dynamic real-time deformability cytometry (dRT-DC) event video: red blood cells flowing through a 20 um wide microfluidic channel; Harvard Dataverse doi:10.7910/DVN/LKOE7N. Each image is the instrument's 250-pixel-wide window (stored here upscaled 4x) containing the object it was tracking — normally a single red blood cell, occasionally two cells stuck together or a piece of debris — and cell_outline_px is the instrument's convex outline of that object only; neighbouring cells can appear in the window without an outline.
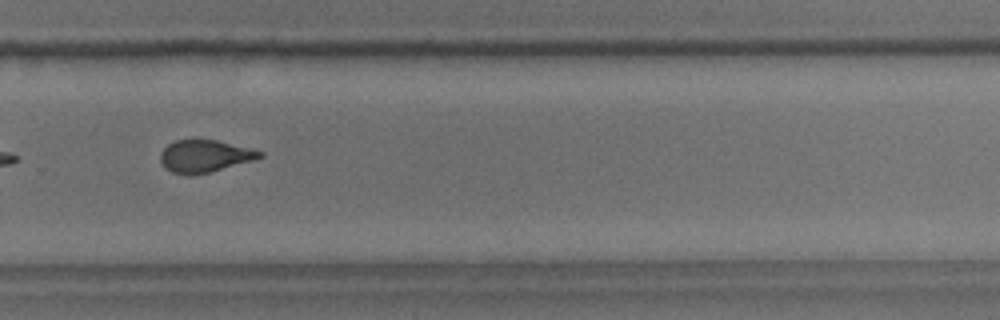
{"species": "common noctule bat (a hibernating species)", "species_latin": "Nyctalus noctula", "temperature_condition": "room temperature", "stored_images_in_passage": 14, "camera_frame_rate_fps": 3000, "um_per_image_px": 0.085, "animal": {"sex": "male", "body_mass_g": 18.8}, "frame": {"image": 1, "passage_image": 10, "time_ms": 11.333, "image_size_px": [1000, 320], "cell_outline_px": [[264, 156], [252, 160], [208, 172], [172, 172], [160, 160], [160, 152], [168, 144], [176, 140], [192, 136], [216, 140], [264, 152]], "centroid_in_image_um": [17.38, 13.18], "position_along_channel_um": 312.4, "area_um2": 18.32}, "authors_computed_cell_mechanics": {"area_um2": 18.9873, "velocity_mm_per_s": 3.7349, "shape_relaxation_time_tau1_ms": null, "shape_relaxation_time_tau2_ms": 1.0532, "deformation_change_tau1": null, "deformation_change_tau2": 0.0704}}